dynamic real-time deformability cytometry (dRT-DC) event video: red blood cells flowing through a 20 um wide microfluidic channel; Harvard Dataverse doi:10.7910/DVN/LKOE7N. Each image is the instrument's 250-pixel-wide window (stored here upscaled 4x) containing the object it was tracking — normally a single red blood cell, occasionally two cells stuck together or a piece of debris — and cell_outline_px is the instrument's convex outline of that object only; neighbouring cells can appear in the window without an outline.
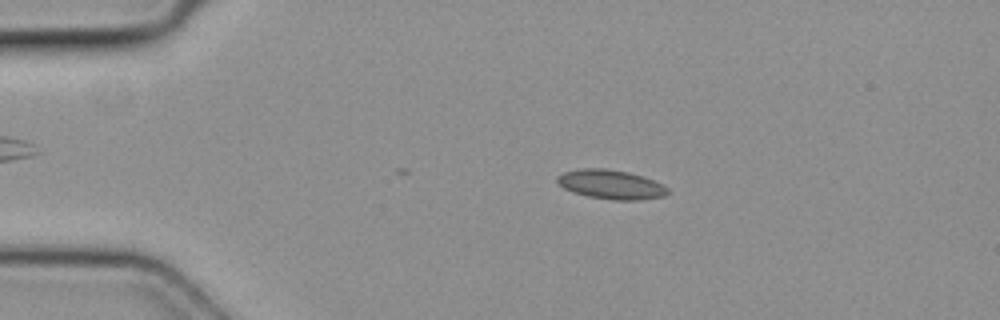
{"species": "common noctule bat (a hibernating species)", "species_latin": "Nyctalus noctula", "temperature_condition": "cold", "stored_images_in_passage": 3, "camera_frame_rate_fps": 3000, "um_per_image_px": 0.085, "animal": {"sex": "female", "body_mass_g": 19.3, "forearm_length_mm": 54.1}, "frame": {"image": 1, "passage_image": 2, "time_ms": 0.333, "image_size_px": [1000, 320], "cell_outline_px": [[668, 192], [664, 196], [636, 200], [612, 200], [588, 196], [572, 192], [564, 188], [556, 180], [556, 176], [564, 172], [580, 168], [604, 168], [628, 172], [652, 180], [668, 188]], "centroid_in_image_um": [51.88, 15.68], "position_along_channel_um": 33.1, "area_um2": 18.61}}